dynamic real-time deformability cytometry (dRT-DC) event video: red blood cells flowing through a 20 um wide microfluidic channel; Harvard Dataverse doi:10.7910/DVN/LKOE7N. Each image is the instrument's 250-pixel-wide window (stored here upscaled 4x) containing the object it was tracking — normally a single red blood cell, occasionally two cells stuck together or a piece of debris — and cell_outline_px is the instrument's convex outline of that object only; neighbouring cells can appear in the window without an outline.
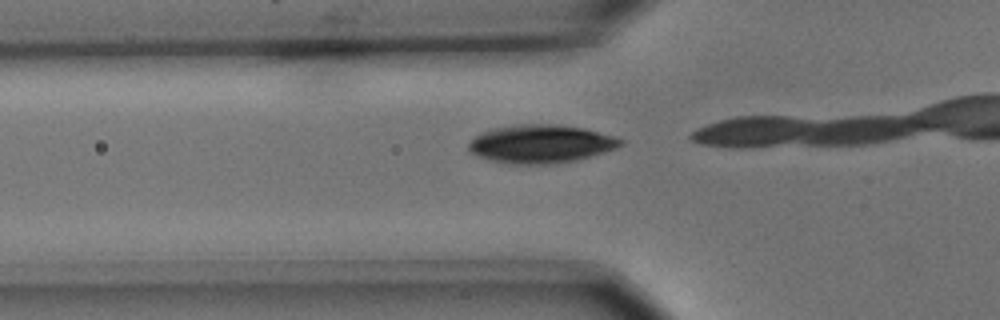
{"species": "common noctule bat (a hibernating species)", "species_latin": "Nyctalus noctula", "temperature_condition": "cold", "stored_images_in_passage": 4, "segment_of_instrument_passage": [2, 2], "camera_frame_rate_fps": 3000, "um_per_image_px": 0.085, "animal": {"sex": "male", "body_mass_g": 15.6}, "frame": {"image": 1, "passage_image": 4, "time_ms": 1.0, "image_size_px": [1000, 320], "cell_outline_px": [[624, 144], [616, 148], [604, 152], [576, 160], [552, 164], [512, 164], [488, 160], [472, 152], [468, 148], [468, 144], [480, 132], [496, 128], [516, 124], [556, 124], [584, 128], [616, 136], [624, 140]], "centroid_in_image_um": [46.0, 12.23], "position_along_channel_um": 79.8, "area_um2": 33.93}}